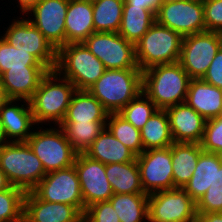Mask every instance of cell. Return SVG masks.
I'll return each mask as SVG.
<instances>
[{
  "label": "cell",
  "instance_id": "26",
  "mask_svg": "<svg viewBox=\"0 0 222 222\" xmlns=\"http://www.w3.org/2000/svg\"><path fill=\"white\" fill-rule=\"evenodd\" d=\"M105 170L114 194L145 193L136 159L125 163L106 164Z\"/></svg>",
  "mask_w": 222,
  "mask_h": 222
},
{
  "label": "cell",
  "instance_id": "32",
  "mask_svg": "<svg viewBox=\"0 0 222 222\" xmlns=\"http://www.w3.org/2000/svg\"><path fill=\"white\" fill-rule=\"evenodd\" d=\"M125 0H93L95 32H118L121 26Z\"/></svg>",
  "mask_w": 222,
  "mask_h": 222
},
{
  "label": "cell",
  "instance_id": "18",
  "mask_svg": "<svg viewBox=\"0 0 222 222\" xmlns=\"http://www.w3.org/2000/svg\"><path fill=\"white\" fill-rule=\"evenodd\" d=\"M83 214L69 204L41 200L33 191L24 197L25 222H77Z\"/></svg>",
  "mask_w": 222,
  "mask_h": 222
},
{
  "label": "cell",
  "instance_id": "24",
  "mask_svg": "<svg viewBox=\"0 0 222 222\" xmlns=\"http://www.w3.org/2000/svg\"><path fill=\"white\" fill-rule=\"evenodd\" d=\"M202 151L198 143L174 142L172 144L174 188H183L190 180Z\"/></svg>",
  "mask_w": 222,
  "mask_h": 222
},
{
  "label": "cell",
  "instance_id": "47",
  "mask_svg": "<svg viewBox=\"0 0 222 222\" xmlns=\"http://www.w3.org/2000/svg\"><path fill=\"white\" fill-rule=\"evenodd\" d=\"M218 36H219V40H220V48L222 49V30L217 32Z\"/></svg>",
  "mask_w": 222,
  "mask_h": 222
},
{
  "label": "cell",
  "instance_id": "42",
  "mask_svg": "<svg viewBox=\"0 0 222 222\" xmlns=\"http://www.w3.org/2000/svg\"><path fill=\"white\" fill-rule=\"evenodd\" d=\"M129 5L142 6L145 9L152 10L155 14L162 4V0H125Z\"/></svg>",
  "mask_w": 222,
  "mask_h": 222
},
{
  "label": "cell",
  "instance_id": "1",
  "mask_svg": "<svg viewBox=\"0 0 222 222\" xmlns=\"http://www.w3.org/2000/svg\"><path fill=\"white\" fill-rule=\"evenodd\" d=\"M191 78L179 62L159 64L142 71V92L157 109L185 103Z\"/></svg>",
  "mask_w": 222,
  "mask_h": 222
},
{
  "label": "cell",
  "instance_id": "14",
  "mask_svg": "<svg viewBox=\"0 0 222 222\" xmlns=\"http://www.w3.org/2000/svg\"><path fill=\"white\" fill-rule=\"evenodd\" d=\"M141 184L148 195L157 191L174 189L172 145L150 149L136 156Z\"/></svg>",
  "mask_w": 222,
  "mask_h": 222
},
{
  "label": "cell",
  "instance_id": "33",
  "mask_svg": "<svg viewBox=\"0 0 222 222\" xmlns=\"http://www.w3.org/2000/svg\"><path fill=\"white\" fill-rule=\"evenodd\" d=\"M106 127L122 144L129 148L136 156L143 151L141 131L126 121L118 113H109Z\"/></svg>",
  "mask_w": 222,
  "mask_h": 222
},
{
  "label": "cell",
  "instance_id": "36",
  "mask_svg": "<svg viewBox=\"0 0 222 222\" xmlns=\"http://www.w3.org/2000/svg\"><path fill=\"white\" fill-rule=\"evenodd\" d=\"M156 110L157 107L155 104L141 92L123 107L118 114L137 129L141 130Z\"/></svg>",
  "mask_w": 222,
  "mask_h": 222
},
{
  "label": "cell",
  "instance_id": "37",
  "mask_svg": "<svg viewBox=\"0 0 222 222\" xmlns=\"http://www.w3.org/2000/svg\"><path fill=\"white\" fill-rule=\"evenodd\" d=\"M197 213L222 212V165H215L214 182L196 202Z\"/></svg>",
  "mask_w": 222,
  "mask_h": 222
},
{
  "label": "cell",
  "instance_id": "50",
  "mask_svg": "<svg viewBox=\"0 0 222 222\" xmlns=\"http://www.w3.org/2000/svg\"><path fill=\"white\" fill-rule=\"evenodd\" d=\"M3 99V97H2V94H1V91H0V101Z\"/></svg>",
  "mask_w": 222,
  "mask_h": 222
},
{
  "label": "cell",
  "instance_id": "5",
  "mask_svg": "<svg viewBox=\"0 0 222 222\" xmlns=\"http://www.w3.org/2000/svg\"><path fill=\"white\" fill-rule=\"evenodd\" d=\"M105 67L84 43H71L57 50L55 71L77 90H88L105 72Z\"/></svg>",
  "mask_w": 222,
  "mask_h": 222
},
{
  "label": "cell",
  "instance_id": "7",
  "mask_svg": "<svg viewBox=\"0 0 222 222\" xmlns=\"http://www.w3.org/2000/svg\"><path fill=\"white\" fill-rule=\"evenodd\" d=\"M53 126L37 125L26 141L41 160L46 173L73 166L77 156L63 130Z\"/></svg>",
  "mask_w": 222,
  "mask_h": 222
},
{
  "label": "cell",
  "instance_id": "22",
  "mask_svg": "<svg viewBox=\"0 0 222 222\" xmlns=\"http://www.w3.org/2000/svg\"><path fill=\"white\" fill-rule=\"evenodd\" d=\"M94 32L92 1L69 0L65 18L66 44L83 43Z\"/></svg>",
  "mask_w": 222,
  "mask_h": 222
},
{
  "label": "cell",
  "instance_id": "49",
  "mask_svg": "<svg viewBox=\"0 0 222 222\" xmlns=\"http://www.w3.org/2000/svg\"><path fill=\"white\" fill-rule=\"evenodd\" d=\"M77 222H85L84 217L82 216Z\"/></svg>",
  "mask_w": 222,
  "mask_h": 222
},
{
  "label": "cell",
  "instance_id": "15",
  "mask_svg": "<svg viewBox=\"0 0 222 222\" xmlns=\"http://www.w3.org/2000/svg\"><path fill=\"white\" fill-rule=\"evenodd\" d=\"M74 166L81 186L84 212L92 204L109 201L114 193L106 176L105 165L85 153H77Z\"/></svg>",
  "mask_w": 222,
  "mask_h": 222
},
{
  "label": "cell",
  "instance_id": "48",
  "mask_svg": "<svg viewBox=\"0 0 222 222\" xmlns=\"http://www.w3.org/2000/svg\"><path fill=\"white\" fill-rule=\"evenodd\" d=\"M180 222H197V220H196V219H193V220L180 221Z\"/></svg>",
  "mask_w": 222,
  "mask_h": 222
},
{
  "label": "cell",
  "instance_id": "21",
  "mask_svg": "<svg viewBox=\"0 0 222 222\" xmlns=\"http://www.w3.org/2000/svg\"><path fill=\"white\" fill-rule=\"evenodd\" d=\"M185 103L205 120L222 116V89L202 79H191Z\"/></svg>",
  "mask_w": 222,
  "mask_h": 222
},
{
  "label": "cell",
  "instance_id": "41",
  "mask_svg": "<svg viewBox=\"0 0 222 222\" xmlns=\"http://www.w3.org/2000/svg\"><path fill=\"white\" fill-rule=\"evenodd\" d=\"M202 80L222 89V49L217 52Z\"/></svg>",
  "mask_w": 222,
  "mask_h": 222
},
{
  "label": "cell",
  "instance_id": "8",
  "mask_svg": "<svg viewBox=\"0 0 222 222\" xmlns=\"http://www.w3.org/2000/svg\"><path fill=\"white\" fill-rule=\"evenodd\" d=\"M8 23L5 32L0 35L11 46L32 54L48 71L55 70L57 50L34 24L20 15Z\"/></svg>",
  "mask_w": 222,
  "mask_h": 222
},
{
  "label": "cell",
  "instance_id": "30",
  "mask_svg": "<svg viewBox=\"0 0 222 222\" xmlns=\"http://www.w3.org/2000/svg\"><path fill=\"white\" fill-rule=\"evenodd\" d=\"M147 193L114 194L109 201L120 222H148Z\"/></svg>",
  "mask_w": 222,
  "mask_h": 222
},
{
  "label": "cell",
  "instance_id": "25",
  "mask_svg": "<svg viewBox=\"0 0 222 222\" xmlns=\"http://www.w3.org/2000/svg\"><path fill=\"white\" fill-rule=\"evenodd\" d=\"M108 114L102 104L88 90L76 89L62 122L107 121Z\"/></svg>",
  "mask_w": 222,
  "mask_h": 222
},
{
  "label": "cell",
  "instance_id": "29",
  "mask_svg": "<svg viewBox=\"0 0 222 222\" xmlns=\"http://www.w3.org/2000/svg\"><path fill=\"white\" fill-rule=\"evenodd\" d=\"M140 131L144 151L170 147L174 143L166 110L157 109Z\"/></svg>",
  "mask_w": 222,
  "mask_h": 222
},
{
  "label": "cell",
  "instance_id": "34",
  "mask_svg": "<svg viewBox=\"0 0 222 222\" xmlns=\"http://www.w3.org/2000/svg\"><path fill=\"white\" fill-rule=\"evenodd\" d=\"M10 68H45L32 54L11 46L0 36V76Z\"/></svg>",
  "mask_w": 222,
  "mask_h": 222
},
{
  "label": "cell",
  "instance_id": "13",
  "mask_svg": "<svg viewBox=\"0 0 222 222\" xmlns=\"http://www.w3.org/2000/svg\"><path fill=\"white\" fill-rule=\"evenodd\" d=\"M32 191L43 201L69 204L84 214L81 186L74 165L48 172Z\"/></svg>",
  "mask_w": 222,
  "mask_h": 222
},
{
  "label": "cell",
  "instance_id": "10",
  "mask_svg": "<svg viewBox=\"0 0 222 222\" xmlns=\"http://www.w3.org/2000/svg\"><path fill=\"white\" fill-rule=\"evenodd\" d=\"M105 69L139 68L135 59V45L118 32H94L84 42Z\"/></svg>",
  "mask_w": 222,
  "mask_h": 222
},
{
  "label": "cell",
  "instance_id": "2",
  "mask_svg": "<svg viewBox=\"0 0 222 222\" xmlns=\"http://www.w3.org/2000/svg\"><path fill=\"white\" fill-rule=\"evenodd\" d=\"M75 91V86L69 80L55 70L49 71L29 100L35 124L59 126Z\"/></svg>",
  "mask_w": 222,
  "mask_h": 222
},
{
  "label": "cell",
  "instance_id": "6",
  "mask_svg": "<svg viewBox=\"0 0 222 222\" xmlns=\"http://www.w3.org/2000/svg\"><path fill=\"white\" fill-rule=\"evenodd\" d=\"M183 37L155 22L135 44V59L141 71L179 61Z\"/></svg>",
  "mask_w": 222,
  "mask_h": 222
},
{
  "label": "cell",
  "instance_id": "39",
  "mask_svg": "<svg viewBox=\"0 0 222 222\" xmlns=\"http://www.w3.org/2000/svg\"><path fill=\"white\" fill-rule=\"evenodd\" d=\"M83 217L85 222H120L110 201L98 202L88 206Z\"/></svg>",
  "mask_w": 222,
  "mask_h": 222
},
{
  "label": "cell",
  "instance_id": "23",
  "mask_svg": "<svg viewBox=\"0 0 222 222\" xmlns=\"http://www.w3.org/2000/svg\"><path fill=\"white\" fill-rule=\"evenodd\" d=\"M84 153L104 165L125 163L136 159V155L115 138L107 127L103 129Z\"/></svg>",
  "mask_w": 222,
  "mask_h": 222
},
{
  "label": "cell",
  "instance_id": "43",
  "mask_svg": "<svg viewBox=\"0 0 222 222\" xmlns=\"http://www.w3.org/2000/svg\"><path fill=\"white\" fill-rule=\"evenodd\" d=\"M14 1V0H12ZM41 0H15V2H17V6H15L14 10L16 12L20 11V16H24L25 14H27L35 5H37ZM16 7L18 9L19 7V11L16 10Z\"/></svg>",
  "mask_w": 222,
  "mask_h": 222
},
{
  "label": "cell",
  "instance_id": "44",
  "mask_svg": "<svg viewBox=\"0 0 222 222\" xmlns=\"http://www.w3.org/2000/svg\"><path fill=\"white\" fill-rule=\"evenodd\" d=\"M197 222H222V212L197 213Z\"/></svg>",
  "mask_w": 222,
  "mask_h": 222
},
{
  "label": "cell",
  "instance_id": "45",
  "mask_svg": "<svg viewBox=\"0 0 222 222\" xmlns=\"http://www.w3.org/2000/svg\"><path fill=\"white\" fill-rule=\"evenodd\" d=\"M11 185L8 182L5 173L0 169V191L9 188Z\"/></svg>",
  "mask_w": 222,
  "mask_h": 222
},
{
  "label": "cell",
  "instance_id": "46",
  "mask_svg": "<svg viewBox=\"0 0 222 222\" xmlns=\"http://www.w3.org/2000/svg\"><path fill=\"white\" fill-rule=\"evenodd\" d=\"M5 143H7V140H6L5 136H4L3 127H2L1 120H0V147H1L3 144H5Z\"/></svg>",
  "mask_w": 222,
  "mask_h": 222
},
{
  "label": "cell",
  "instance_id": "28",
  "mask_svg": "<svg viewBox=\"0 0 222 222\" xmlns=\"http://www.w3.org/2000/svg\"><path fill=\"white\" fill-rule=\"evenodd\" d=\"M155 22L156 16L152 10L142 6L129 5L124 1L118 33L135 45Z\"/></svg>",
  "mask_w": 222,
  "mask_h": 222
},
{
  "label": "cell",
  "instance_id": "4",
  "mask_svg": "<svg viewBox=\"0 0 222 222\" xmlns=\"http://www.w3.org/2000/svg\"><path fill=\"white\" fill-rule=\"evenodd\" d=\"M0 169L11 186L32 191L47 174L27 142H7L0 147Z\"/></svg>",
  "mask_w": 222,
  "mask_h": 222
},
{
  "label": "cell",
  "instance_id": "3",
  "mask_svg": "<svg viewBox=\"0 0 222 222\" xmlns=\"http://www.w3.org/2000/svg\"><path fill=\"white\" fill-rule=\"evenodd\" d=\"M108 113H118L142 92L140 68L106 69L88 89Z\"/></svg>",
  "mask_w": 222,
  "mask_h": 222
},
{
  "label": "cell",
  "instance_id": "20",
  "mask_svg": "<svg viewBox=\"0 0 222 222\" xmlns=\"http://www.w3.org/2000/svg\"><path fill=\"white\" fill-rule=\"evenodd\" d=\"M48 72L46 68H10L0 76L2 97L29 101Z\"/></svg>",
  "mask_w": 222,
  "mask_h": 222
},
{
  "label": "cell",
  "instance_id": "40",
  "mask_svg": "<svg viewBox=\"0 0 222 222\" xmlns=\"http://www.w3.org/2000/svg\"><path fill=\"white\" fill-rule=\"evenodd\" d=\"M205 31L222 30V0H203Z\"/></svg>",
  "mask_w": 222,
  "mask_h": 222
},
{
  "label": "cell",
  "instance_id": "17",
  "mask_svg": "<svg viewBox=\"0 0 222 222\" xmlns=\"http://www.w3.org/2000/svg\"><path fill=\"white\" fill-rule=\"evenodd\" d=\"M0 120L7 142H26L37 126L29 101L23 99L3 98L0 101Z\"/></svg>",
  "mask_w": 222,
  "mask_h": 222
},
{
  "label": "cell",
  "instance_id": "38",
  "mask_svg": "<svg viewBox=\"0 0 222 222\" xmlns=\"http://www.w3.org/2000/svg\"><path fill=\"white\" fill-rule=\"evenodd\" d=\"M200 145L203 151L222 155V116L206 120Z\"/></svg>",
  "mask_w": 222,
  "mask_h": 222
},
{
  "label": "cell",
  "instance_id": "12",
  "mask_svg": "<svg viewBox=\"0 0 222 222\" xmlns=\"http://www.w3.org/2000/svg\"><path fill=\"white\" fill-rule=\"evenodd\" d=\"M220 50L217 32L203 31L183 37L179 63L191 79H202Z\"/></svg>",
  "mask_w": 222,
  "mask_h": 222
},
{
  "label": "cell",
  "instance_id": "11",
  "mask_svg": "<svg viewBox=\"0 0 222 222\" xmlns=\"http://www.w3.org/2000/svg\"><path fill=\"white\" fill-rule=\"evenodd\" d=\"M196 217V202L183 188L149 194L148 222H180Z\"/></svg>",
  "mask_w": 222,
  "mask_h": 222
},
{
  "label": "cell",
  "instance_id": "35",
  "mask_svg": "<svg viewBox=\"0 0 222 222\" xmlns=\"http://www.w3.org/2000/svg\"><path fill=\"white\" fill-rule=\"evenodd\" d=\"M25 194L23 189L15 186L0 191V222L23 220Z\"/></svg>",
  "mask_w": 222,
  "mask_h": 222
},
{
  "label": "cell",
  "instance_id": "19",
  "mask_svg": "<svg viewBox=\"0 0 222 222\" xmlns=\"http://www.w3.org/2000/svg\"><path fill=\"white\" fill-rule=\"evenodd\" d=\"M174 142L200 144L206 120L186 103L166 109Z\"/></svg>",
  "mask_w": 222,
  "mask_h": 222
},
{
  "label": "cell",
  "instance_id": "31",
  "mask_svg": "<svg viewBox=\"0 0 222 222\" xmlns=\"http://www.w3.org/2000/svg\"><path fill=\"white\" fill-rule=\"evenodd\" d=\"M107 121L61 122L59 127L77 153H84L106 127Z\"/></svg>",
  "mask_w": 222,
  "mask_h": 222
},
{
  "label": "cell",
  "instance_id": "27",
  "mask_svg": "<svg viewBox=\"0 0 222 222\" xmlns=\"http://www.w3.org/2000/svg\"><path fill=\"white\" fill-rule=\"evenodd\" d=\"M215 165H222V155L202 151L194 173L183 189L197 202L214 182Z\"/></svg>",
  "mask_w": 222,
  "mask_h": 222
},
{
  "label": "cell",
  "instance_id": "9",
  "mask_svg": "<svg viewBox=\"0 0 222 222\" xmlns=\"http://www.w3.org/2000/svg\"><path fill=\"white\" fill-rule=\"evenodd\" d=\"M156 22L176 31L182 37L205 31L202 0H173L162 2Z\"/></svg>",
  "mask_w": 222,
  "mask_h": 222
},
{
  "label": "cell",
  "instance_id": "16",
  "mask_svg": "<svg viewBox=\"0 0 222 222\" xmlns=\"http://www.w3.org/2000/svg\"><path fill=\"white\" fill-rule=\"evenodd\" d=\"M69 0H41L24 16L58 50L66 45L65 18Z\"/></svg>",
  "mask_w": 222,
  "mask_h": 222
}]
</instances>
